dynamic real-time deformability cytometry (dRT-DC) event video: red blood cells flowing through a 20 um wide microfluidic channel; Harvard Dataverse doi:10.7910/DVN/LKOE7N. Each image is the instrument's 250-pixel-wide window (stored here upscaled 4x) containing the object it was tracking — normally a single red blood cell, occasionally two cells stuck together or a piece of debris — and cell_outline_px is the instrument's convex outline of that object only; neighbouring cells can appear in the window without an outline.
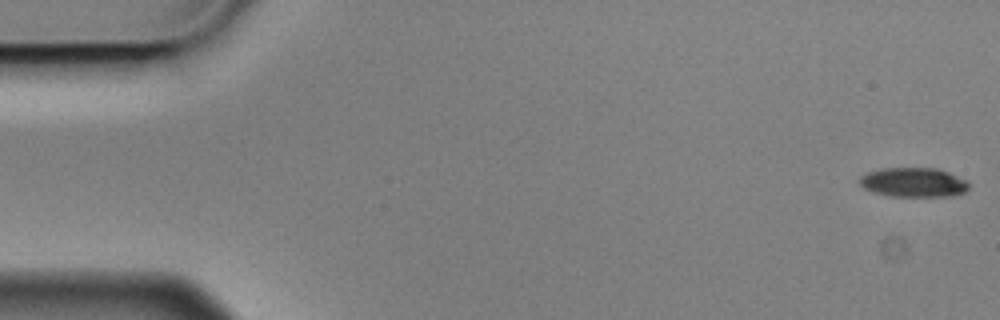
{"species": "Egyptian fruit bat (a non-hibernating species)", "species_latin": "Rousettus aegyptiacus", "temperature_condition": "cold", "stored_images_in_passage": 7, "camera_frame_rate_fps": 3000, "um_per_image_px": 0.085, "animal": {"sex": "male"}, "frame": {"image": 1, "passage_image": 1, "time_ms": 0.0, "image_size_px": [1000, 320], "cell_outline_px": [[968, 188], [964, 192], [952, 196], [892, 196], [872, 192], [864, 188], [860, 184], [860, 176], [868, 172], [880, 168], [936, 168], [948, 172], [968, 180]], "centroid_in_image_um": [77.65, 15.49], "position_along_channel_um": 7.4, "area_um2": 18.73}}
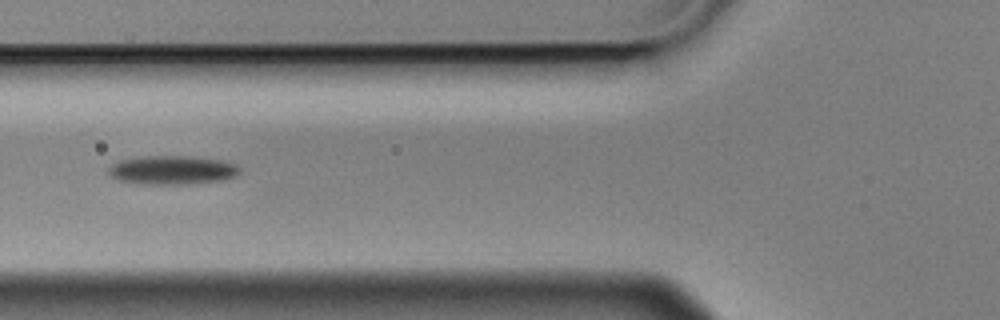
{"frame": {"image": 2, "passage_image": 6, "time_ms": 1.667, "image_size_px": [1000, 320], "cell_outline_px": [[240, 172], [236, 176], [220, 180], [192, 184], [136, 184], [116, 180], [108, 176], [108, 168], [112, 164], [120, 160], [148, 156], [192, 156], [220, 160], [236, 164], [240, 168]], "centroid_in_image_um": [14.6, 14.47], "position_along_channel_um": 111.2, "area_um2": 22.25}}
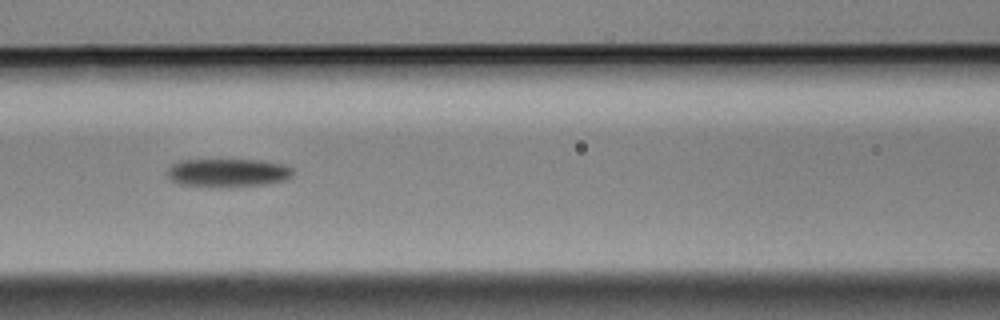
{"frame": {"image": 3, "passage_image": 7, "time_ms": 2.0, "image_size_px": [1000, 320], "cell_outline_px": [[292, 176], [288, 180], [268, 184], [224, 188], [212, 188], [180, 184], [172, 180], [168, 176], [168, 168], [172, 164], [180, 160], [260, 160], [284, 164], [292, 168]], "centroid_in_image_um": [19.39, 14.71], "position_along_channel_um": 147.2, "area_um2": 21.21}}